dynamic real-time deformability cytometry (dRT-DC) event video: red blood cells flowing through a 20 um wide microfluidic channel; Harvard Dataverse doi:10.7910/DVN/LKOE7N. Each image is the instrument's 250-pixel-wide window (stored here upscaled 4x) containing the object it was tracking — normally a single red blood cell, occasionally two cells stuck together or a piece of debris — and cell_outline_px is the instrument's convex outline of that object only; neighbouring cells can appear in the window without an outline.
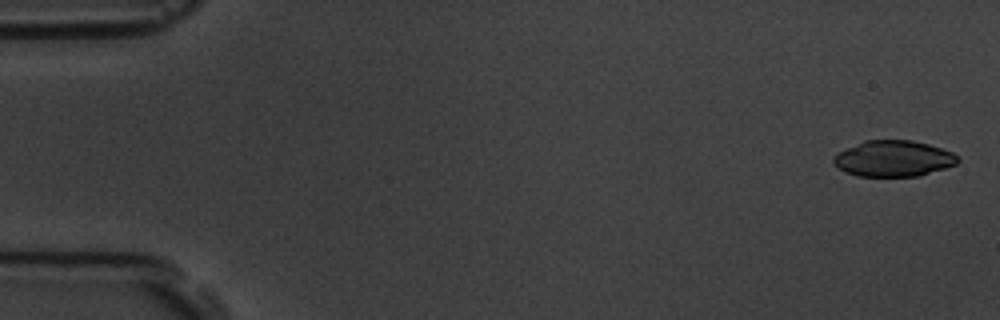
{"species": "common noctule bat (a hibernating species)", "species_latin": "Nyctalus noctula", "temperature_condition": "room temperature", "stored_images_in_passage": 5, "camera_frame_rate_fps": 3000, "um_per_image_px": 0.085, "animal": {"sex": "male", "body_mass_g": 19.5, "forearm_length_mm": 54.6}, "frame": {"image": 1, "passage_image": 1, "time_ms": 0.0, "image_size_px": [1000, 320], "cell_outline_px": [[960, 160], [956, 164], [944, 168], [916, 176], [856, 176], [844, 172], [832, 164], [832, 156], [864, 140], [912, 140], [928, 144], [952, 152]], "centroid_in_image_um": [75.89, 13.48], "position_along_channel_um": 9.1, "area_um2": 25.95}}
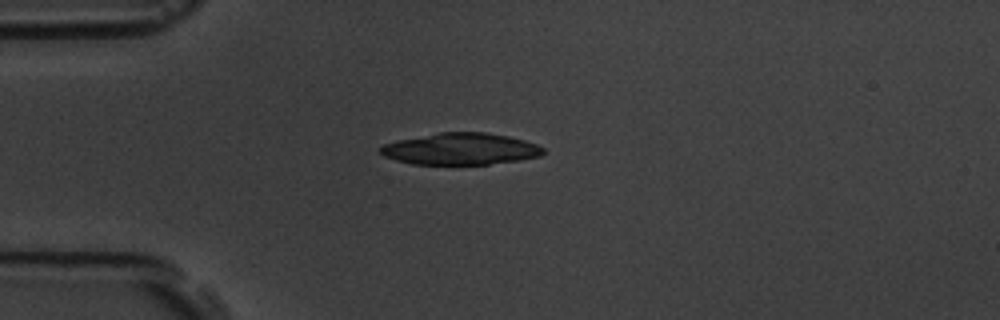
{"frame": {"image": 2, "passage_image": 5, "time_ms": 4.333, "image_size_px": [1000, 320], "cell_outline_px": [[544, 152], [540, 156], [520, 160], [488, 164], [412, 164], [396, 160], [384, 156], [380, 152], [380, 148], [384, 144], [396, 140], [440, 132], [488, 132], [508, 136], [524, 140], [536, 144], [544, 148]], "centroid_in_image_um": [39.15, 12.65], "position_along_channel_um": 45.8, "area_um2": 30.06}}